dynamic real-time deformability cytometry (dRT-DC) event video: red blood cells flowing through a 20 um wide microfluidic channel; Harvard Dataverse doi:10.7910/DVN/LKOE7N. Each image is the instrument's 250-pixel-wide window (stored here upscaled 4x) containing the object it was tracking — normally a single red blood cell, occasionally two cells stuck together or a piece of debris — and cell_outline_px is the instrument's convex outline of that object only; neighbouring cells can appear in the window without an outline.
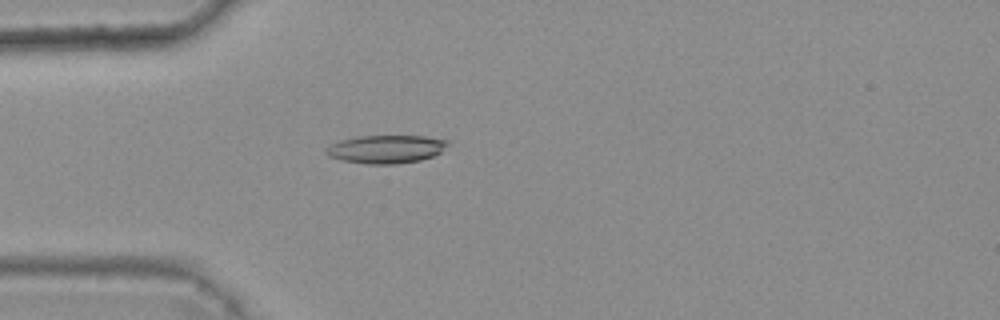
{"species": "common noctule bat (a hibernating species)", "species_latin": "Nyctalus noctula", "temperature_condition": "warm", "stored_images_in_passage": 35, "camera_frame_rate_fps": 3000, "um_per_image_px": 0.085, "animal": {"sex": "female", "body_mass_g": 25.1}, "frame": {"image": 1, "passage_image": 3, "time_ms": 0.667, "image_size_px": [1000, 320], "cell_outline_px": [[448, 144], [440, 152], [432, 156], [420, 160], [396, 164], [364, 164], [344, 160], [328, 156], [324, 152], [324, 148], [340, 140], [356, 136], [424, 136], [448, 140]], "centroid_in_image_um": [32.77, 12.67], "position_along_channel_um": 52.2, "area_um2": 19.94}}
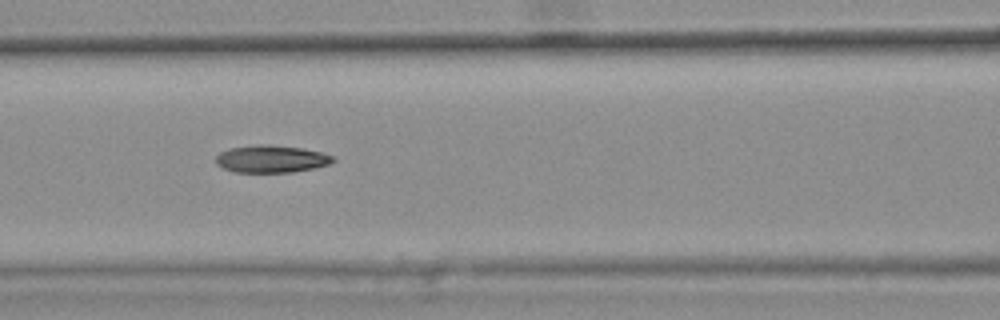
{"frame": {"image": 2, "passage_image": 11, "time_ms": 3.333, "image_size_px": [1000, 320], "cell_outline_px": [[336, 160], [328, 164], [312, 168], [292, 172], [236, 172], [224, 168], [216, 164], [216, 156], [220, 152], [228, 148], [268, 144], [300, 148], [320, 152], [332, 156]], "centroid_in_image_um": [23.03, 13.51], "position_along_channel_um": 143.6, "area_um2": 18.38}}
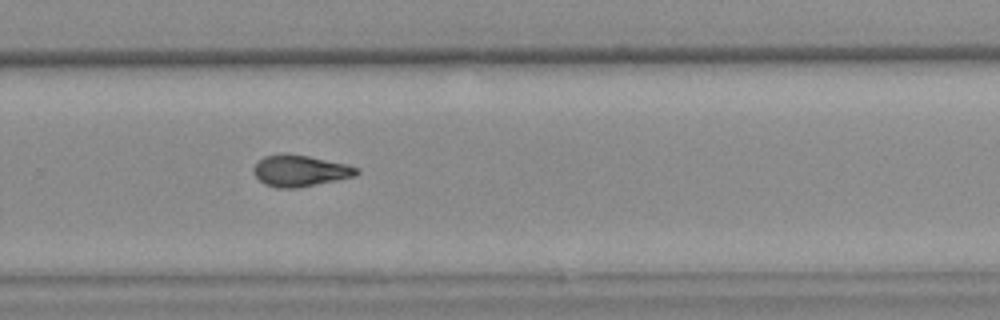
{"frame": {"image": 3, "passage_image": 24, "time_ms": 7.667, "image_size_px": [1000, 320], "cell_outline_px": [[360, 172], [356, 176], [300, 188], [276, 188], [264, 184], [252, 172], [252, 168], [264, 156], [280, 152], [288, 152], [348, 164], [360, 168]], "centroid_in_image_um": [25.51, 14.5], "position_along_channel_um": 304.3, "area_um2": 19.31}, "authors_computed_cell_mechanics": {"area_um2": 18.6116, "velocity_mm_per_s": 3.7172, "shape_relaxation_time_tau1_ms": null, "shape_relaxation_time_tau2_ms": 3.6153, "deformation_change_tau1": null, "deformation_change_tau2": 0.1155}}